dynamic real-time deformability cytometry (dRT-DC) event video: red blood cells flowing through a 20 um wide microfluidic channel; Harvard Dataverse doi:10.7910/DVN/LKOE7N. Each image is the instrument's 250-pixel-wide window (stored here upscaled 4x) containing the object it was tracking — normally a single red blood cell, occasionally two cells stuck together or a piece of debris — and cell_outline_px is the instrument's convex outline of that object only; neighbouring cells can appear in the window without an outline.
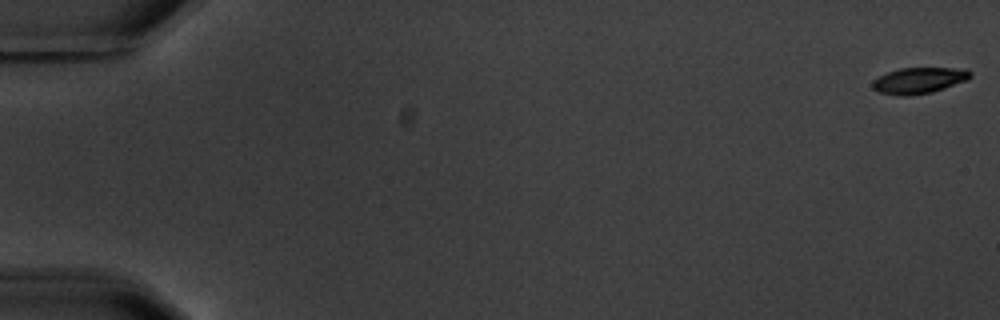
{"species": "common noctule bat (a hibernating species)", "species_latin": "Nyctalus noctula", "temperature_condition": "warm", "stored_images_in_passage": 7, "camera_frame_rate_fps": 3000, "um_per_image_px": 0.085, "animal": {"sex": "male", "body_mass_g": 20.1, "forearm_length_mm": 53.5}, "frame": {"image": 1, "passage_image": 1, "time_ms": 0.0, "image_size_px": [1000, 320], "cell_outline_px": [[972, 76], [968, 80], [932, 92], [912, 96], [896, 96], [880, 92], [872, 88], [872, 80], [888, 72], [900, 68], [968, 68], [972, 72]], "centroid_in_image_um": [78.14, 6.84], "position_along_channel_um": 6.9, "area_um2": 15.09}}
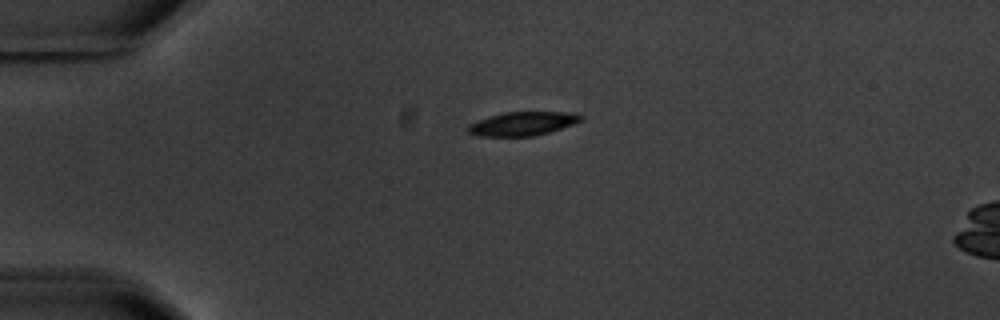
{"frame": {"image": 2, "passage_image": 5, "time_ms": 4.667, "image_size_px": [1000, 320], "cell_outline_px": [[584, 116], [580, 120], [572, 124], [548, 132], [532, 136], [476, 136], [468, 132], [468, 124], [488, 116], [504, 112], [576, 112]], "centroid_in_image_um": [44.39, 10.5], "position_along_channel_um": 40.6, "area_um2": 15.55}}
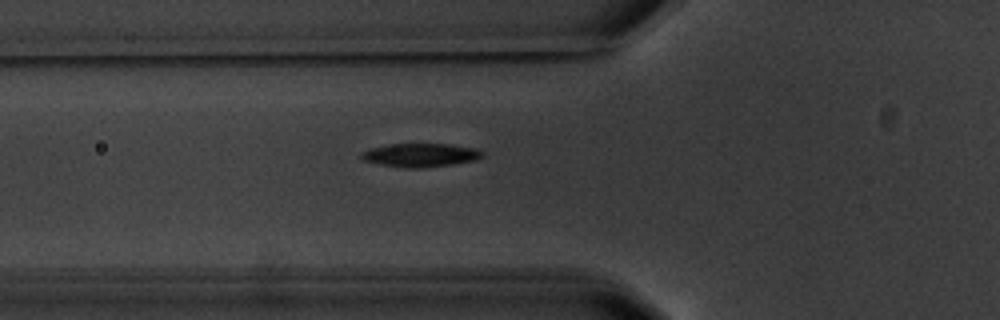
{"frame": {"image": 3, "passage_image": 7, "time_ms": 7.0, "image_size_px": [1000, 320], "cell_outline_px": [[484, 156], [476, 160], [452, 164], [424, 168], [408, 168], [380, 164], [364, 160], [360, 156], [360, 152], [368, 148], [388, 144], [452, 144], [476, 148], [484, 152]], "centroid_in_image_um": [35.75, 13.17], "position_along_channel_um": 90.0, "area_um2": 16.76}}